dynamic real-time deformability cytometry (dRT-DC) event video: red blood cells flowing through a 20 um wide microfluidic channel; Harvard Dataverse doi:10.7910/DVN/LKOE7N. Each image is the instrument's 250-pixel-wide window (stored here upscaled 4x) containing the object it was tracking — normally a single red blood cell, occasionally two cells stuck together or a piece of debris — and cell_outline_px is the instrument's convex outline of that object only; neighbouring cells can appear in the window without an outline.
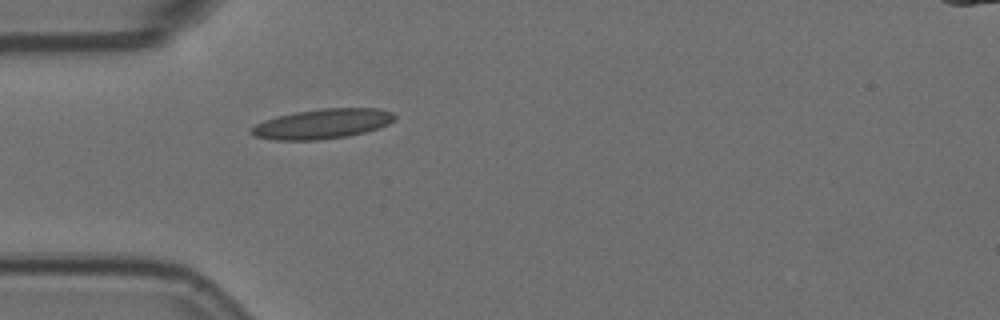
{"species": "Egyptian fruit bat (a non-hibernating species)", "species_latin": "Rousettus aegyptiacus", "temperature_condition": "room temperature", "stored_images_in_passage": 34, "camera_frame_rate_fps": 3000, "um_per_image_px": 0.085, "animal": {"sex": "female"}, "frame": {"image": 1, "passage_image": 1, "time_ms": 0.0, "image_size_px": [1000, 320], "cell_outline_px": [[396, 116], [388, 124], [364, 132], [344, 136], [316, 140], [276, 140], [252, 136], [248, 132], [256, 124], [264, 120], [276, 116], [296, 112], [320, 108], [376, 108], [392, 112]], "centroid_in_image_um": [27.34, 10.52], "position_along_channel_um": 57.7, "area_um2": 24.74}}
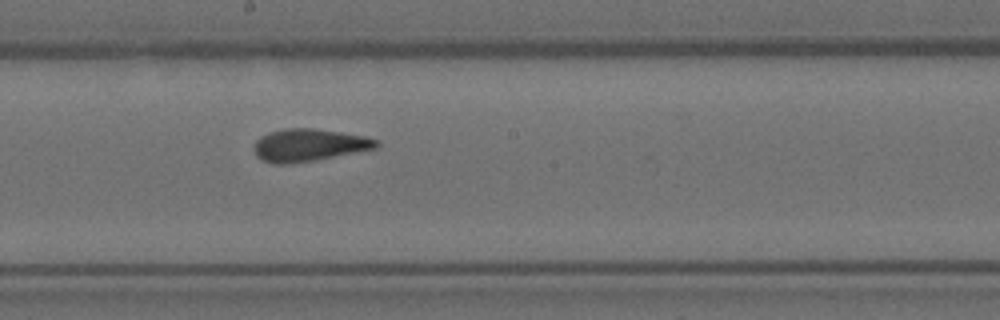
{"frame": {"image": 2, "passage_image": 15, "time_ms": 4.667, "image_size_px": [1000, 320], "cell_outline_px": [[380, 144], [376, 148], [316, 160], [288, 164], [272, 164], [256, 156], [252, 148], [256, 140], [272, 132], [284, 128], [312, 128], [340, 132], [364, 136], [380, 140]], "centroid_in_image_um": [26.26, 12.34], "position_along_channel_um": 221.9, "area_um2": 23.06}}
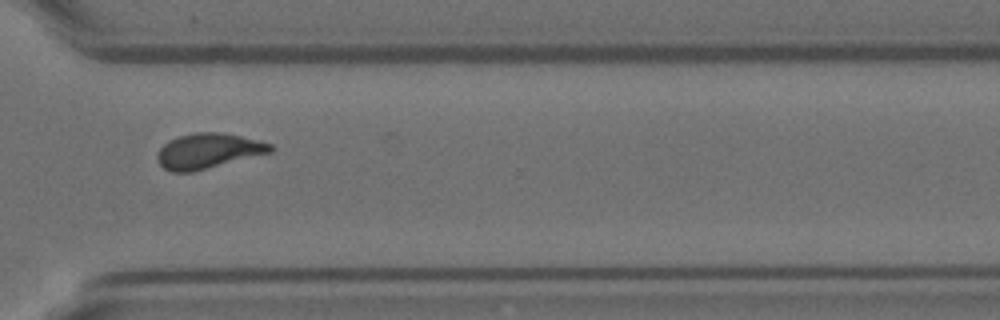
{"frame": {"image": 3, "passage_image": 26, "time_ms": 8.333, "image_size_px": [1000, 320], "cell_outline_px": [[276, 148], [272, 152], [192, 172], [172, 172], [164, 168], [160, 164], [156, 156], [160, 148], [168, 140], [180, 136], [196, 132], [220, 132], [240, 136], [272, 144]], "centroid_in_image_um": [17.7, 12.83], "position_along_channel_um": 352.9, "area_um2": 23.06}, "authors_computed_cell_mechanics": {"area_um2": 22.831, "velocity_mm_per_s": 3.5824, "shape_relaxation_time_tau1_ms": 8.8166, "shape_relaxation_time_tau2_ms": 1.4518, "deformation_change_tau1": 0.2084, "deformation_change_tau2": 0.0895}}